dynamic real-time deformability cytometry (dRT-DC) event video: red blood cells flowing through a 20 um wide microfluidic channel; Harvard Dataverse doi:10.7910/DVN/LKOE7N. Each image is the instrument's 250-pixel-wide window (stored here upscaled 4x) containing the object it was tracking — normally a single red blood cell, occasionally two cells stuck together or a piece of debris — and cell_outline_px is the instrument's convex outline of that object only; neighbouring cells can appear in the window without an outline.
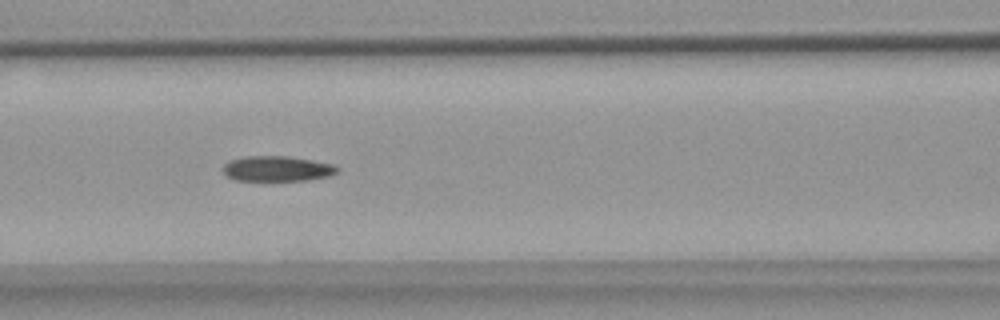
{"species": "common noctule bat (a hibernating species)", "species_latin": "Nyctalus noctula", "temperature_condition": "warm", "stored_images_in_passage": 8, "camera_frame_rate_fps": 3000, "um_per_image_px": 0.085, "animal": {"sex": "female", "body_mass_g": 18.4}, "frame": {"image": 1, "passage_image": 6, "time_ms": 6.0, "image_size_px": [1000, 320], "cell_outline_px": [[340, 168], [336, 172], [328, 176], [308, 180], [236, 180], [228, 176], [224, 172], [224, 164], [232, 160], [244, 156], [288, 156], [312, 160], [332, 164]], "centroid_in_image_um": [23.57, 14.33], "position_along_channel_um": 143.0, "area_um2": 16.59}}
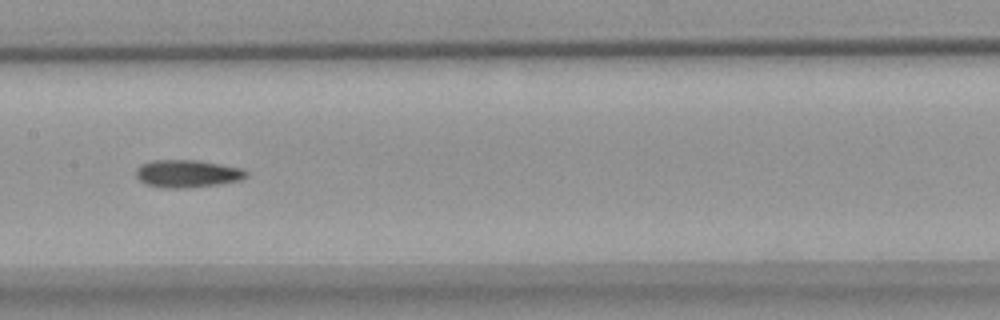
{"frame": {"image": 2, "passage_image": 7, "time_ms": 7.333, "image_size_px": [1000, 320], "cell_outline_px": [[248, 176], [240, 180], [220, 184], [184, 188], [160, 188], [144, 184], [136, 176], [136, 168], [140, 164], [152, 160], [196, 160], [244, 168], [248, 172]], "centroid_in_image_um": [15.91, 14.76], "position_along_channel_um": 191.5, "area_um2": 17.98}}
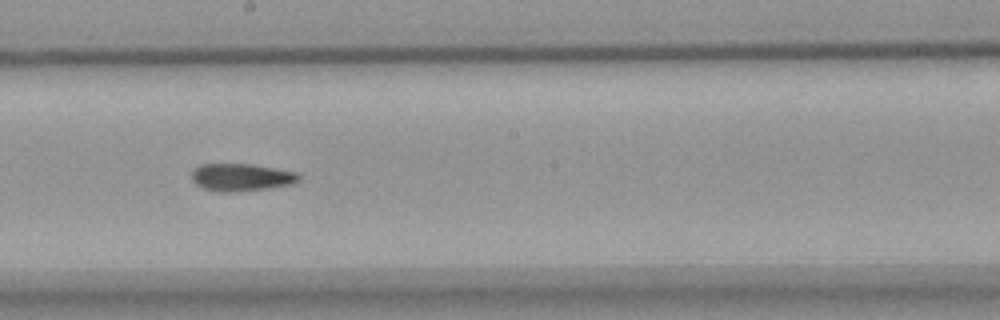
{"frame": {"image": 3, "passage_image": 8, "time_ms": 8.333, "image_size_px": [1000, 320], "cell_outline_px": [[300, 180], [292, 184], [264, 188], [232, 192], [220, 192], [204, 188], [196, 184], [192, 180], [192, 168], [200, 164], [252, 164], [300, 172]], "centroid_in_image_um": [20.51, 15.05], "position_along_channel_um": 227.7, "area_um2": 17.22}}